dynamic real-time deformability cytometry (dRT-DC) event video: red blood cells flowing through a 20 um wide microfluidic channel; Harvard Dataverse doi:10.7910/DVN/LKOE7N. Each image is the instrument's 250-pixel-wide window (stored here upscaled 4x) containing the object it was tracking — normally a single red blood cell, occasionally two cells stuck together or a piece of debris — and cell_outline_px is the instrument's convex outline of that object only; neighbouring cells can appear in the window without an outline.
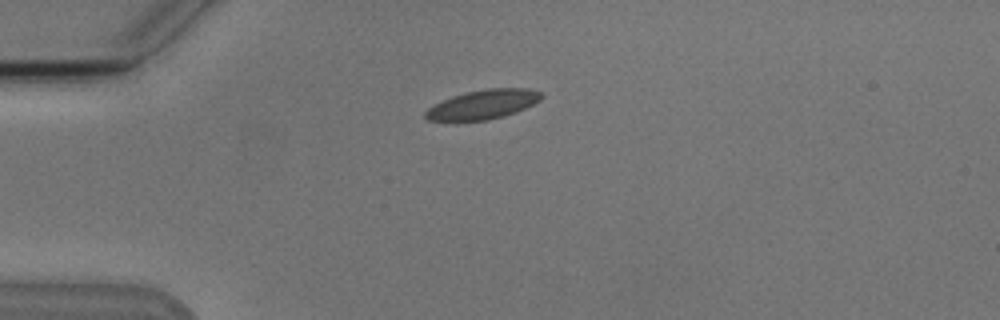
{"species": "Egyptian fruit bat (a non-hibernating species)", "species_latin": "Rousettus aegyptiacus", "temperature_condition": "cold", "stored_images_in_passage": 12, "camera_frame_rate_fps": 3000, "um_per_image_px": 0.085, "animal": {"sex": "male"}, "frame": {"image": 1, "passage_image": 1, "time_ms": 0.0, "image_size_px": [1000, 320], "cell_outline_px": [[544, 96], [540, 100], [516, 112], [504, 116], [488, 120], [428, 120], [424, 116], [424, 112], [428, 108], [452, 96], [464, 92], [488, 88], [528, 88], [540, 92]], "centroid_in_image_um": [41.08, 8.86], "position_along_channel_um": 43.9, "area_um2": 19.59}}
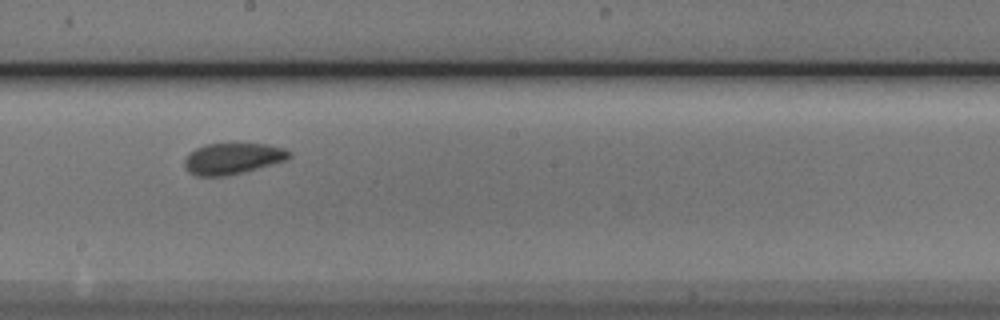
{"frame": {"image": 2, "passage_image": 6, "time_ms": 5.667, "image_size_px": [1000, 320], "cell_outline_px": [[292, 156], [288, 160], [224, 176], [196, 176], [188, 172], [184, 168], [184, 160], [188, 152], [204, 144], [268, 144], [284, 148], [292, 152]], "centroid_in_image_um": [19.75, 13.47], "position_along_channel_um": 228.4, "area_um2": 19.07}}
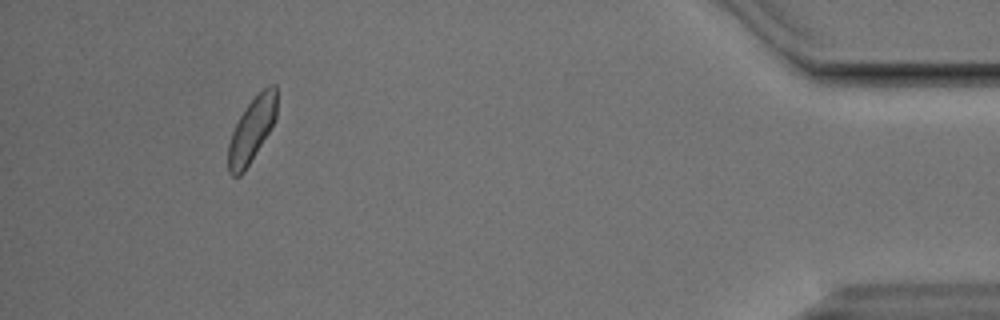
{"frame": {"image": 3, "passage_image": 11, "time_ms": 12.333, "image_size_px": [1000, 320], "cell_outline_px": [[276, 120], [244, 172], [240, 176], [232, 176], [228, 172], [228, 144], [232, 132], [240, 116], [248, 104], [268, 84], [276, 84]], "centroid_in_image_um": [21.4, 11.05], "position_along_channel_um": 413.8, "area_um2": 18.03}}